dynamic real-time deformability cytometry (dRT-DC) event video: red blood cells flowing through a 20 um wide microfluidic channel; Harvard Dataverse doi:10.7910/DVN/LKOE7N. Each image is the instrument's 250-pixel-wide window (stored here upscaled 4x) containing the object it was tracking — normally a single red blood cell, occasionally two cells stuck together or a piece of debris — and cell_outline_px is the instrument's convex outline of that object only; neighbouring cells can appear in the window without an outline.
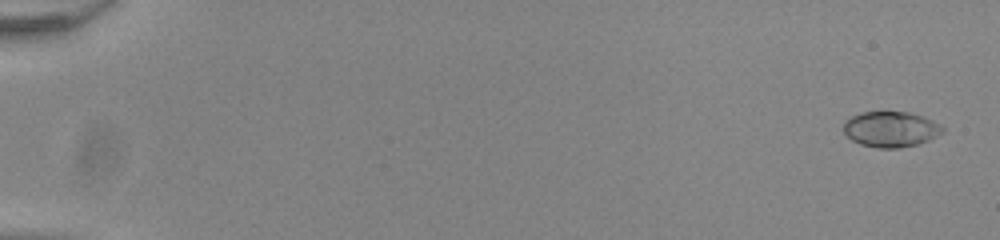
{"species": "common noctule bat (a hibernating species)", "species_latin": "Nyctalus noctula", "temperature_condition": "room temperature", "stored_images_in_passage": 54, "camera_frame_rate_fps": 3000, "um_per_image_px": 0.085, "animal": {"sex": "male", "body_mass_g": 20.0, "forearm_length_mm": 53.3}, "frame": {"image": 1, "passage_image": 2, "time_ms": 0.333, "image_size_px": [1000, 240], "cell_outline_px": [[944, 132], [928, 140], [916, 144], [896, 148], [880, 148], [860, 144], [852, 140], [844, 132], [844, 120], [860, 112], [908, 112], [932, 120], [944, 128]], "centroid_in_image_um": [75.69, 10.98], "position_along_channel_um": 9.3, "area_um2": 20.29}}
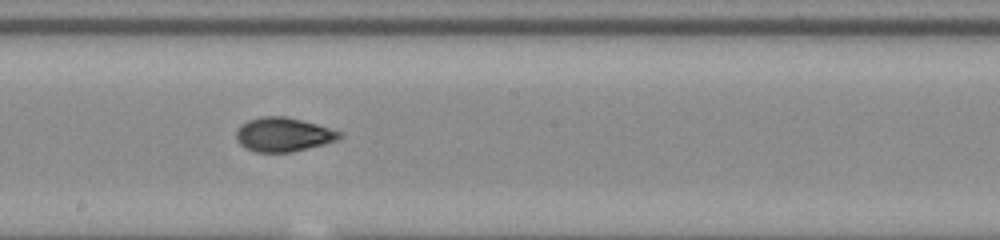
{"frame": {"image": 2, "passage_image": 32, "time_ms": 10.333, "image_size_px": [1000, 240], "cell_outline_px": [[344, 136], [336, 140], [324, 144], [292, 152], [256, 152], [244, 148], [236, 140], [236, 132], [240, 124], [248, 120], [260, 116], [284, 116], [316, 124], [344, 132]], "centroid_in_image_um": [24.07, 11.44], "position_along_channel_um": 224.1, "area_um2": 20.63}}
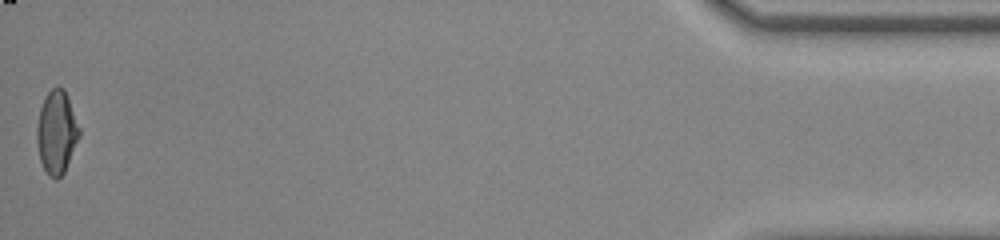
{"frame": {"image": 3, "passage_image": 54, "time_ms": 17.667, "image_size_px": [1000, 240], "cell_outline_px": [[80, 136], [64, 172], [56, 180], [48, 176], [40, 160], [36, 140], [36, 128], [40, 108], [48, 92], [52, 88], [64, 88], [68, 96], [80, 128]], "centroid_in_image_um": [4.81, 11.25], "position_along_channel_um": 430.4, "area_um2": 20.52}, "authors_computed_cell_mechanics": {"area_um2": 20.1722, "velocity_mm_per_s": 3.943, "shape_relaxation_time_tau1_ms": null, "shape_relaxation_time_tau2_ms": 1.0471, "deformation_change_tau1": null, "deformation_change_tau2": 0.0479}}